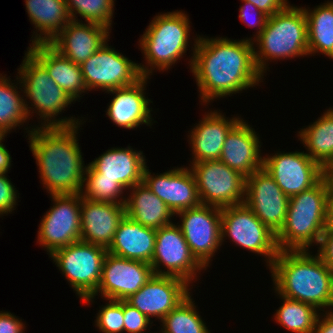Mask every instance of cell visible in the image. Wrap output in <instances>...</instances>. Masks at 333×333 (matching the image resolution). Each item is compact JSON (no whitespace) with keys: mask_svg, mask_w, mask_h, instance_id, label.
Returning <instances> with one entry per match:
<instances>
[{"mask_svg":"<svg viewBox=\"0 0 333 333\" xmlns=\"http://www.w3.org/2000/svg\"><path fill=\"white\" fill-rule=\"evenodd\" d=\"M196 36L188 64L202 104L209 105L214 99L241 93L263 82L252 41Z\"/></svg>","mask_w":333,"mask_h":333,"instance_id":"6da1fadb","label":"cell"},{"mask_svg":"<svg viewBox=\"0 0 333 333\" xmlns=\"http://www.w3.org/2000/svg\"><path fill=\"white\" fill-rule=\"evenodd\" d=\"M80 125L25 128L39 177L50 195L79 194L82 190L86 166L77 138Z\"/></svg>","mask_w":333,"mask_h":333,"instance_id":"7a4b0ae2","label":"cell"},{"mask_svg":"<svg viewBox=\"0 0 333 333\" xmlns=\"http://www.w3.org/2000/svg\"><path fill=\"white\" fill-rule=\"evenodd\" d=\"M311 253L279 251L269 267L275 293L313 305L320 312L333 310V271Z\"/></svg>","mask_w":333,"mask_h":333,"instance_id":"3957f363","label":"cell"},{"mask_svg":"<svg viewBox=\"0 0 333 333\" xmlns=\"http://www.w3.org/2000/svg\"><path fill=\"white\" fill-rule=\"evenodd\" d=\"M328 191L324 176L310 189L290 197L285 223L276 234L280 251L309 250L319 244L327 227Z\"/></svg>","mask_w":333,"mask_h":333,"instance_id":"277c9868","label":"cell"},{"mask_svg":"<svg viewBox=\"0 0 333 333\" xmlns=\"http://www.w3.org/2000/svg\"><path fill=\"white\" fill-rule=\"evenodd\" d=\"M17 70L18 86L26 97L24 102L28 118L30 120L33 113H36L40 116L37 119L42 122L35 127H70L84 123L83 119L71 116L56 118L75 101L55 83L46 68L28 50Z\"/></svg>","mask_w":333,"mask_h":333,"instance_id":"5b68a950","label":"cell"},{"mask_svg":"<svg viewBox=\"0 0 333 333\" xmlns=\"http://www.w3.org/2000/svg\"><path fill=\"white\" fill-rule=\"evenodd\" d=\"M252 42L255 46V63L263 76L272 60L309 55L307 20L303 7L289 3L282 11L268 17L265 28Z\"/></svg>","mask_w":333,"mask_h":333,"instance_id":"8992f818","label":"cell"},{"mask_svg":"<svg viewBox=\"0 0 333 333\" xmlns=\"http://www.w3.org/2000/svg\"><path fill=\"white\" fill-rule=\"evenodd\" d=\"M190 23L182 10L160 13L151 20L138 44L146 63L139 64L142 76L150 77L156 69L168 71L184 57L190 42Z\"/></svg>","mask_w":333,"mask_h":333,"instance_id":"52a82bcc","label":"cell"},{"mask_svg":"<svg viewBox=\"0 0 333 333\" xmlns=\"http://www.w3.org/2000/svg\"><path fill=\"white\" fill-rule=\"evenodd\" d=\"M106 255V248L80 240L55 250L49 257L83 302L99 287Z\"/></svg>","mask_w":333,"mask_h":333,"instance_id":"ba28073f","label":"cell"},{"mask_svg":"<svg viewBox=\"0 0 333 333\" xmlns=\"http://www.w3.org/2000/svg\"><path fill=\"white\" fill-rule=\"evenodd\" d=\"M221 244L225 237L249 252L264 256L270 267L279 253L274 233L245 204L221 209Z\"/></svg>","mask_w":333,"mask_h":333,"instance_id":"9c48e42d","label":"cell"},{"mask_svg":"<svg viewBox=\"0 0 333 333\" xmlns=\"http://www.w3.org/2000/svg\"><path fill=\"white\" fill-rule=\"evenodd\" d=\"M190 164L201 204L222 209L244 203L245 177L239 172L220 160Z\"/></svg>","mask_w":333,"mask_h":333,"instance_id":"30bf717a","label":"cell"},{"mask_svg":"<svg viewBox=\"0 0 333 333\" xmlns=\"http://www.w3.org/2000/svg\"><path fill=\"white\" fill-rule=\"evenodd\" d=\"M53 206L38 228L37 243L50 256L55 250L81 240V194L50 195Z\"/></svg>","mask_w":333,"mask_h":333,"instance_id":"8fae6325","label":"cell"},{"mask_svg":"<svg viewBox=\"0 0 333 333\" xmlns=\"http://www.w3.org/2000/svg\"><path fill=\"white\" fill-rule=\"evenodd\" d=\"M150 265L154 274L179 277L188 284H192L195 279L197 281L201 270H206L192 254L180 227L174 222L156 230Z\"/></svg>","mask_w":333,"mask_h":333,"instance_id":"7c38bea8","label":"cell"},{"mask_svg":"<svg viewBox=\"0 0 333 333\" xmlns=\"http://www.w3.org/2000/svg\"><path fill=\"white\" fill-rule=\"evenodd\" d=\"M80 67L88 91L101 89L107 92L132 85L143 77L139 63L117 52L108 41Z\"/></svg>","mask_w":333,"mask_h":333,"instance_id":"4fadbf2b","label":"cell"},{"mask_svg":"<svg viewBox=\"0 0 333 333\" xmlns=\"http://www.w3.org/2000/svg\"><path fill=\"white\" fill-rule=\"evenodd\" d=\"M175 215L192 254L207 269L222 245L221 208L201 204Z\"/></svg>","mask_w":333,"mask_h":333,"instance_id":"5bb4252c","label":"cell"},{"mask_svg":"<svg viewBox=\"0 0 333 333\" xmlns=\"http://www.w3.org/2000/svg\"><path fill=\"white\" fill-rule=\"evenodd\" d=\"M273 154L264 156L263 168L289 198L310 189L325 176V169L304 151Z\"/></svg>","mask_w":333,"mask_h":333,"instance_id":"9a60e30c","label":"cell"},{"mask_svg":"<svg viewBox=\"0 0 333 333\" xmlns=\"http://www.w3.org/2000/svg\"><path fill=\"white\" fill-rule=\"evenodd\" d=\"M153 274L149 263L122 258L107 252L99 287L96 293L86 298L83 303H92L95 296L99 295L104 300L125 301L142 288Z\"/></svg>","mask_w":333,"mask_h":333,"instance_id":"2e32d148","label":"cell"},{"mask_svg":"<svg viewBox=\"0 0 333 333\" xmlns=\"http://www.w3.org/2000/svg\"><path fill=\"white\" fill-rule=\"evenodd\" d=\"M289 199L264 168L245 178L244 203L276 234L285 223Z\"/></svg>","mask_w":333,"mask_h":333,"instance_id":"e0dca14e","label":"cell"},{"mask_svg":"<svg viewBox=\"0 0 333 333\" xmlns=\"http://www.w3.org/2000/svg\"><path fill=\"white\" fill-rule=\"evenodd\" d=\"M185 280L167 275H156L125 301L137 308L150 320L152 317L160 321L173 310L191 292Z\"/></svg>","mask_w":333,"mask_h":333,"instance_id":"ac0fdd59","label":"cell"},{"mask_svg":"<svg viewBox=\"0 0 333 333\" xmlns=\"http://www.w3.org/2000/svg\"><path fill=\"white\" fill-rule=\"evenodd\" d=\"M145 166L143 182L157 195L175 215L176 213L201 205L195 177L188 167H173L156 174Z\"/></svg>","mask_w":333,"mask_h":333,"instance_id":"d6986e66","label":"cell"},{"mask_svg":"<svg viewBox=\"0 0 333 333\" xmlns=\"http://www.w3.org/2000/svg\"><path fill=\"white\" fill-rule=\"evenodd\" d=\"M148 79L150 80V77L143 76L132 85L105 92L114 95L106 115L115 125L130 130L142 124L152 126L151 111L153 110L149 108V105L153 101L145 96Z\"/></svg>","mask_w":333,"mask_h":333,"instance_id":"ffe728a7","label":"cell"},{"mask_svg":"<svg viewBox=\"0 0 333 333\" xmlns=\"http://www.w3.org/2000/svg\"><path fill=\"white\" fill-rule=\"evenodd\" d=\"M111 30L97 23L71 20L49 44L62 56L81 65L109 41Z\"/></svg>","mask_w":333,"mask_h":333,"instance_id":"44dd1931","label":"cell"},{"mask_svg":"<svg viewBox=\"0 0 333 333\" xmlns=\"http://www.w3.org/2000/svg\"><path fill=\"white\" fill-rule=\"evenodd\" d=\"M252 127L241 119L229 131L219 159L245 178L263 168L260 137Z\"/></svg>","mask_w":333,"mask_h":333,"instance_id":"7402d4cb","label":"cell"},{"mask_svg":"<svg viewBox=\"0 0 333 333\" xmlns=\"http://www.w3.org/2000/svg\"><path fill=\"white\" fill-rule=\"evenodd\" d=\"M228 118L220 110H210V112H205L202 120L189 131L188 140L192 150L191 163L220 159L229 131L242 119L239 116Z\"/></svg>","mask_w":333,"mask_h":333,"instance_id":"603a6c76","label":"cell"},{"mask_svg":"<svg viewBox=\"0 0 333 333\" xmlns=\"http://www.w3.org/2000/svg\"><path fill=\"white\" fill-rule=\"evenodd\" d=\"M125 215L124 204L98 202L81 197V240L108 249Z\"/></svg>","mask_w":333,"mask_h":333,"instance_id":"cb8c5ba5","label":"cell"},{"mask_svg":"<svg viewBox=\"0 0 333 333\" xmlns=\"http://www.w3.org/2000/svg\"><path fill=\"white\" fill-rule=\"evenodd\" d=\"M146 163L143 151L128 146L108 149L89 164L100 173V178L114 179L124 189L129 190L143 182Z\"/></svg>","mask_w":333,"mask_h":333,"instance_id":"d4e9b609","label":"cell"},{"mask_svg":"<svg viewBox=\"0 0 333 333\" xmlns=\"http://www.w3.org/2000/svg\"><path fill=\"white\" fill-rule=\"evenodd\" d=\"M27 50L46 68L50 77L74 101L80 100L87 92L81 67L62 56L50 44L29 45Z\"/></svg>","mask_w":333,"mask_h":333,"instance_id":"484cf974","label":"cell"},{"mask_svg":"<svg viewBox=\"0 0 333 333\" xmlns=\"http://www.w3.org/2000/svg\"><path fill=\"white\" fill-rule=\"evenodd\" d=\"M156 230L127 217L120 221L107 252L130 260L151 264Z\"/></svg>","mask_w":333,"mask_h":333,"instance_id":"4316f807","label":"cell"},{"mask_svg":"<svg viewBox=\"0 0 333 333\" xmlns=\"http://www.w3.org/2000/svg\"><path fill=\"white\" fill-rule=\"evenodd\" d=\"M24 1L29 20L36 29L29 45L49 44L71 21L66 0Z\"/></svg>","mask_w":333,"mask_h":333,"instance_id":"83f0119b","label":"cell"},{"mask_svg":"<svg viewBox=\"0 0 333 333\" xmlns=\"http://www.w3.org/2000/svg\"><path fill=\"white\" fill-rule=\"evenodd\" d=\"M129 192L125 201L127 217L155 230L173 223L171 220L175 217L173 212L144 182L136 184L129 189Z\"/></svg>","mask_w":333,"mask_h":333,"instance_id":"f1b7e54d","label":"cell"},{"mask_svg":"<svg viewBox=\"0 0 333 333\" xmlns=\"http://www.w3.org/2000/svg\"><path fill=\"white\" fill-rule=\"evenodd\" d=\"M312 123L298 131L297 136L305 153L325 169L333 162V107Z\"/></svg>","mask_w":333,"mask_h":333,"instance_id":"f546056e","label":"cell"},{"mask_svg":"<svg viewBox=\"0 0 333 333\" xmlns=\"http://www.w3.org/2000/svg\"><path fill=\"white\" fill-rule=\"evenodd\" d=\"M307 20L309 55L321 53L333 60V0L315 6L303 7Z\"/></svg>","mask_w":333,"mask_h":333,"instance_id":"4dcf8cb0","label":"cell"},{"mask_svg":"<svg viewBox=\"0 0 333 333\" xmlns=\"http://www.w3.org/2000/svg\"><path fill=\"white\" fill-rule=\"evenodd\" d=\"M16 77L18 80L15 84L6 74L0 73V136L7 137L12 129L15 130L17 126L20 128L21 125L23 126L29 121L24 95L19 94L21 91H18L17 87L19 84L18 75Z\"/></svg>","mask_w":333,"mask_h":333,"instance_id":"1f68e13d","label":"cell"},{"mask_svg":"<svg viewBox=\"0 0 333 333\" xmlns=\"http://www.w3.org/2000/svg\"><path fill=\"white\" fill-rule=\"evenodd\" d=\"M279 297L283 303L274 314L276 323L292 333H313L320 311L308 303Z\"/></svg>","mask_w":333,"mask_h":333,"instance_id":"d6a6232c","label":"cell"},{"mask_svg":"<svg viewBox=\"0 0 333 333\" xmlns=\"http://www.w3.org/2000/svg\"><path fill=\"white\" fill-rule=\"evenodd\" d=\"M189 294L160 322L159 333H211Z\"/></svg>","mask_w":333,"mask_h":333,"instance_id":"836d02e7","label":"cell"},{"mask_svg":"<svg viewBox=\"0 0 333 333\" xmlns=\"http://www.w3.org/2000/svg\"><path fill=\"white\" fill-rule=\"evenodd\" d=\"M126 190L114 179L100 178L98 173L90 164H86L81 197L98 202L124 204L126 201Z\"/></svg>","mask_w":333,"mask_h":333,"instance_id":"e575fe53","label":"cell"},{"mask_svg":"<svg viewBox=\"0 0 333 333\" xmlns=\"http://www.w3.org/2000/svg\"><path fill=\"white\" fill-rule=\"evenodd\" d=\"M115 0H66L68 12L72 21H80L97 23L107 28H112V20L114 14ZM112 18V19H111Z\"/></svg>","mask_w":333,"mask_h":333,"instance_id":"d590c367","label":"cell"},{"mask_svg":"<svg viewBox=\"0 0 333 333\" xmlns=\"http://www.w3.org/2000/svg\"><path fill=\"white\" fill-rule=\"evenodd\" d=\"M105 305L99 307L95 325L102 333H123V301L107 300Z\"/></svg>","mask_w":333,"mask_h":333,"instance_id":"8d00e7d4","label":"cell"},{"mask_svg":"<svg viewBox=\"0 0 333 333\" xmlns=\"http://www.w3.org/2000/svg\"><path fill=\"white\" fill-rule=\"evenodd\" d=\"M123 316L125 333H145L147 328L150 330L153 323L152 320L126 301H123Z\"/></svg>","mask_w":333,"mask_h":333,"instance_id":"74e56055","label":"cell"},{"mask_svg":"<svg viewBox=\"0 0 333 333\" xmlns=\"http://www.w3.org/2000/svg\"><path fill=\"white\" fill-rule=\"evenodd\" d=\"M241 2H243L244 4L240 6L239 8V19L240 21H242L245 25H247L248 27H252L255 28L257 27V32L255 33V35L253 37L250 38H245L247 40L253 41L265 28V24L267 21L268 16L263 13L262 11H260L254 4L247 2V1H243L241 0ZM256 17L255 20H251L249 18H251V16Z\"/></svg>","mask_w":333,"mask_h":333,"instance_id":"f35d334b","label":"cell"},{"mask_svg":"<svg viewBox=\"0 0 333 333\" xmlns=\"http://www.w3.org/2000/svg\"><path fill=\"white\" fill-rule=\"evenodd\" d=\"M6 175L7 173L0 174V217L12 213L19 198L18 190Z\"/></svg>","mask_w":333,"mask_h":333,"instance_id":"ab89813d","label":"cell"},{"mask_svg":"<svg viewBox=\"0 0 333 333\" xmlns=\"http://www.w3.org/2000/svg\"><path fill=\"white\" fill-rule=\"evenodd\" d=\"M317 246L316 254L333 271V227H326Z\"/></svg>","mask_w":333,"mask_h":333,"instance_id":"60d3db41","label":"cell"},{"mask_svg":"<svg viewBox=\"0 0 333 333\" xmlns=\"http://www.w3.org/2000/svg\"><path fill=\"white\" fill-rule=\"evenodd\" d=\"M22 319L8 311H0V333H25Z\"/></svg>","mask_w":333,"mask_h":333,"instance_id":"b9f144b4","label":"cell"},{"mask_svg":"<svg viewBox=\"0 0 333 333\" xmlns=\"http://www.w3.org/2000/svg\"><path fill=\"white\" fill-rule=\"evenodd\" d=\"M254 4L268 17L282 11L288 4V0H243Z\"/></svg>","mask_w":333,"mask_h":333,"instance_id":"7bdbcfd3","label":"cell"},{"mask_svg":"<svg viewBox=\"0 0 333 333\" xmlns=\"http://www.w3.org/2000/svg\"><path fill=\"white\" fill-rule=\"evenodd\" d=\"M313 333H333V310L319 312Z\"/></svg>","mask_w":333,"mask_h":333,"instance_id":"ee69618b","label":"cell"},{"mask_svg":"<svg viewBox=\"0 0 333 333\" xmlns=\"http://www.w3.org/2000/svg\"><path fill=\"white\" fill-rule=\"evenodd\" d=\"M4 140L5 136H0V174L8 173L12 164V157L5 145H3L4 143H2Z\"/></svg>","mask_w":333,"mask_h":333,"instance_id":"f6af8a7d","label":"cell"},{"mask_svg":"<svg viewBox=\"0 0 333 333\" xmlns=\"http://www.w3.org/2000/svg\"><path fill=\"white\" fill-rule=\"evenodd\" d=\"M327 227H333V190L328 191Z\"/></svg>","mask_w":333,"mask_h":333,"instance_id":"bcb514c9","label":"cell"},{"mask_svg":"<svg viewBox=\"0 0 333 333\" xmlns=\"http://www.w3.org/2000/svg\"><path fill=\"white\" fill-rule=\"evenodd\" d=\"M325 177L329 183V190H333V162L325 168Z\"/></svg>","mask_w":333,"mask_h":333,"instance_id":"7dc6e473","label":"cell"}]
</instances>
